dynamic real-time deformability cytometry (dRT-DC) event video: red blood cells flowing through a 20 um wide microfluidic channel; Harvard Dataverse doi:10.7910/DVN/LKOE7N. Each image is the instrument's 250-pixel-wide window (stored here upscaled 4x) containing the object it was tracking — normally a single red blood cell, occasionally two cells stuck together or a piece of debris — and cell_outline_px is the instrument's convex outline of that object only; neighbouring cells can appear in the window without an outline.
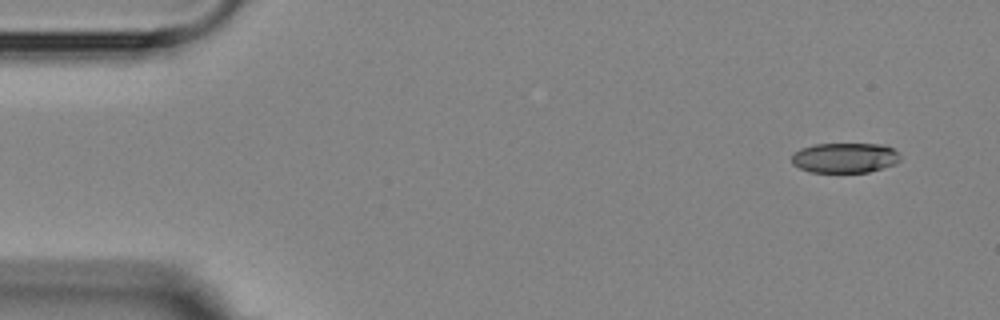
{"species": "Egyptian fruit bat (a non-hibernating species)", "species_latin": "Rousettus aegyptiacus", "temperature_condition": "room temperature", "stored_images_in_passage": 5, "camera_frame_rate_fps": 3000, "um_per_image_px": 0.085, "animal": {"sex": "female"}, "frame": {"image": 1, "passage_image": 1, "time_ms": 0.0, "image_size_px": [1000, 320], "cell_outline_px": [[900, 160], [896, 164], [868, 172], [808, 172], [792, 164], [792, 156], [800, 148], [812, 144], [884, 144], [892, 148], [900, 156]], "centroid_in_image_um": [71.81, 13.41], "position_along_channel_um": 13.2, "area_um2": 19.07}}
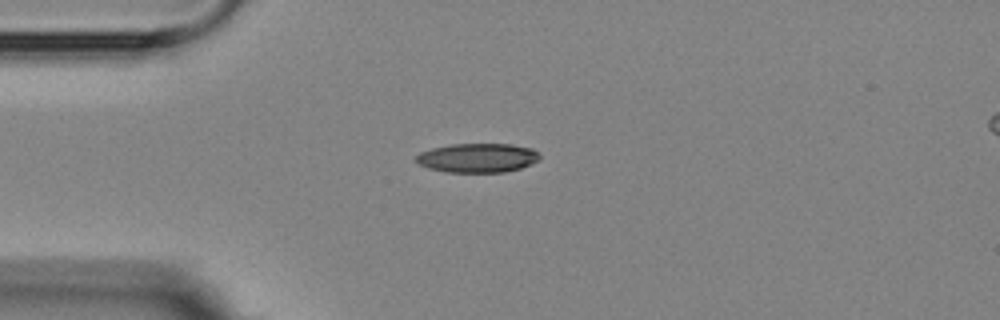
{"frame": {"image": 2, "passage_image": 3, "time_ms": 3.333, "image_size_px": [1000, 320], "cell_outline_px": [[540, 160], [532, 164], [520, 168], [504, 172], [444, 172], [428, 168], [420, 164], [416, 160], [416, 156], [420, 152], [432, 148], [452, 144], [512, 144], [532, 148], [540, 152]], "centroid_in_image_um": [40.64, 13.42], "position_along_channel_um": 44.4, "area_um2": 21.15}}
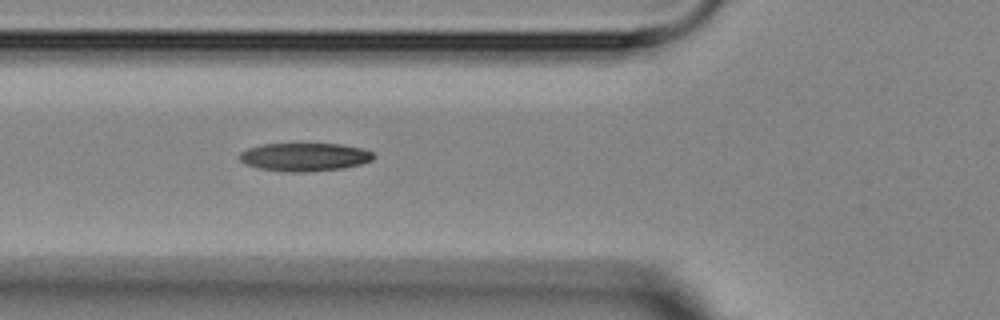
{"frame": {"image": 3, "passage_image": 5, "time_ms": 5.333, "image_size_px": [1000, 320], "cell_outline_px": [[376, 156], [372, 160], [360, 164], [340, 168], [308, 172], [288, 172], [260, 168], [244, 164], [236, 156], [240, 152], [248, 148], [260, 144], [340, 144], [364, 148], [372, 152]], "centroid_in_image_um": [25.86, 13.34], "position_along_channel_um": 99.9, "area_um2": 22.14}}